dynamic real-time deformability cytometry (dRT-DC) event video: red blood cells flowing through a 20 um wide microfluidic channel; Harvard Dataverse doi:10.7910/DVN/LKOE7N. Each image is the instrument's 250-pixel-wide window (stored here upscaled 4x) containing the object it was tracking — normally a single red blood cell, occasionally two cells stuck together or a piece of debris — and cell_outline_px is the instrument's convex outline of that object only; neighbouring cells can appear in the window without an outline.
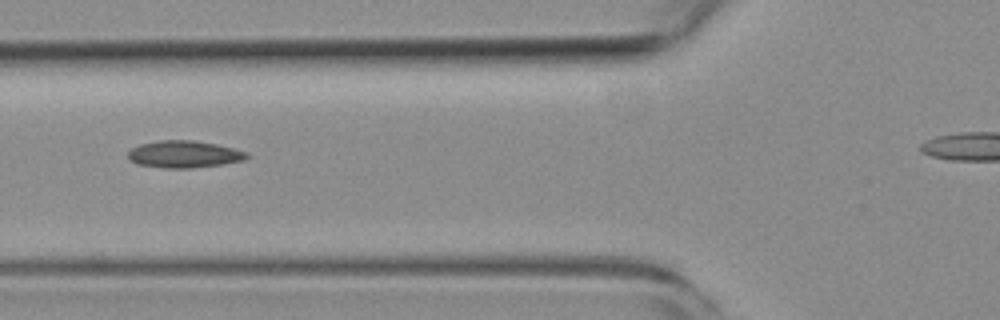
{"species": "common noctule bat (a hibernating species)", "species_latin": "Nyctalus noctula", "temperature_condition": "room temperature", "stored_images_in_passage": 5, "camera_frame_rate_fps": 3000, "um_per_image_px": 0.085, "animal": {"sex": "female", "body_mass_g": 19.3, "forearm_length_mm": 54.1}, "frame": {"image": 1, "passage_image": 3, "time_ms": 2.333, "image_size_px": [1000, 320], "cell_outline_px": [[248, 156], [244, 160], [220, 164], [192, 168], [164, 168], [136, 164], [128, 160], [128, 152], [132, 148], [140, 144], [160, 140], [192, 140], [216, 144], [248, 152]], "centroid_in_image_um": [15.6, 13.11], "position_along_channel_um": 110.2, "area_um2": 18.67}}
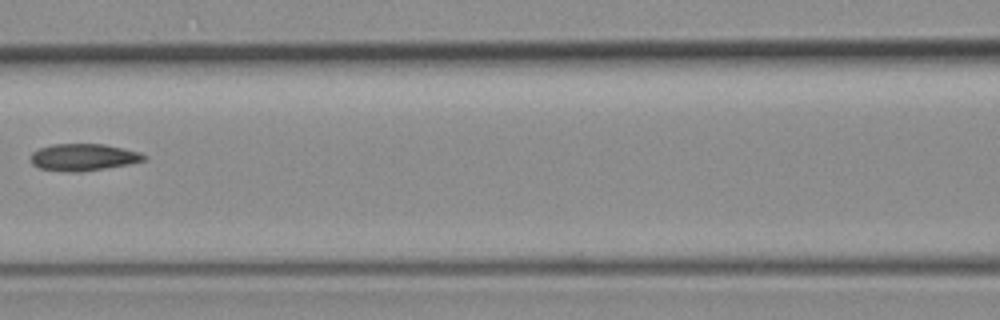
{"frame": {"image": 2, "passage_image": 4, "time_ms": 3.667, "image_size_px": [1000, 320], "cell_outline_px": [[148, 156], [144, 160], [128, 164], [80, 172], [64, 172], [40, 168], [32, 164], [32, 152], [40, 148], [52, 144], [104, 144], [140, 152]], "centroid_in_image_um": [7.08, 13.36], "position_along_channel_um": 159.5, "area_um2": 17.69}}
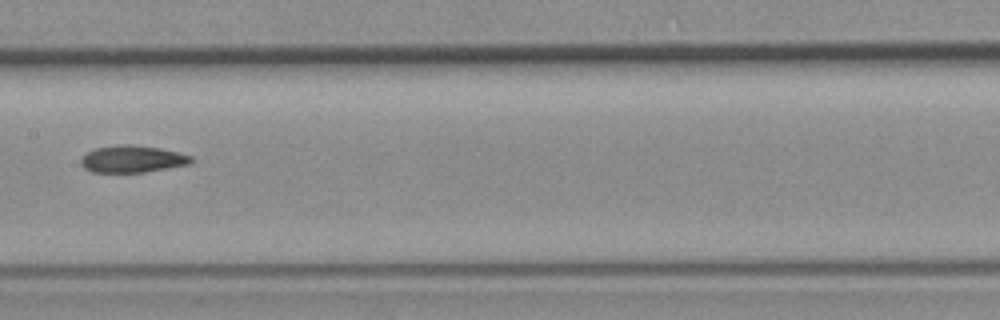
{"frame": {"image": 3, "passage_image": 5, "time_ms": 4.667, "image_size_px": [1000, 320], "cell_outline_px": [[192, 164], [144, 172], [92, 172], [84, 168], [80, 164], [80, 160], [88, 152], [96, 148], [120, 144], [128, 144], [160, 148], [192, 156]], "centroid_in_image_um": [11.25, 13.52], "position_along_channel_um": 196.1, "area_um2": 17.28}}